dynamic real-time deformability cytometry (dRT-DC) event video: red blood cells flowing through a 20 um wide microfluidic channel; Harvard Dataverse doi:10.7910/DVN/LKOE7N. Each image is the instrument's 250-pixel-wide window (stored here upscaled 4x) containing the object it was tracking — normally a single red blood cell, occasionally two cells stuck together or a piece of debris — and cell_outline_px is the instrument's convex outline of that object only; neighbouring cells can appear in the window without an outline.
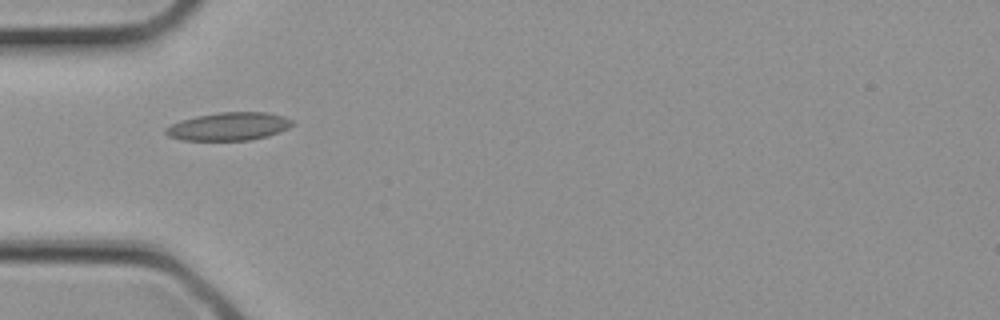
{"species": "common noctule bat (a hibernating species)", "species_latin": "Nyctalus noctula", "temperature_condition": "cold", "stored_images_in_passage": 4, "camera_frame_rate_fps": 3000, "um_per_image_px": 0.085, "animal": {"sex": "female", "body_mass_g": 21.9}, "frame": {"image": 1, "passage_image": 4, "time_ms": 1.0, "image_size_px": [1000, 320], "cell_outline_px": [[296, 124], [280, 132], [268, 136], [252, 140], [180, 140], [168, 136], [164, 132], [164, 128], [180, 120], [196, 116], [220, 112], [268, 112], [284, 116], [292, 120]], "centroid_in_image_um": [19.47, 10.74], "position_along_channel_um": 65.5, "area_um2": 20.92}}